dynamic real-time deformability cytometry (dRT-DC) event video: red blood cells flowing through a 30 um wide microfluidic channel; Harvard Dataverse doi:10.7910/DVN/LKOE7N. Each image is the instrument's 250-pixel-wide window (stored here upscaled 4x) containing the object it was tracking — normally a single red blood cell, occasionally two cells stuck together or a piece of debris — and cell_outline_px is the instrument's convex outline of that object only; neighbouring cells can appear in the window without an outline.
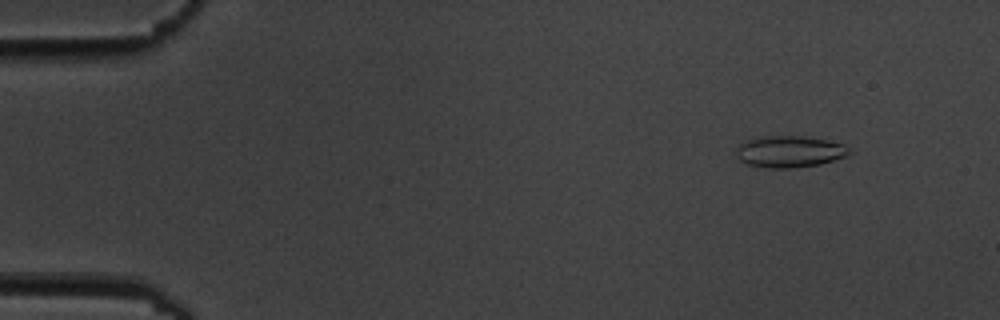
{"species": "common noctule bat (a hibernating species)", "species_latin": "Nyctalus noctula", "temperature_condition": "cold", "stored_images_in_passage": 5, "camera_frame_rate_fps": 3000, "um_per_image_px": 0.085, "animal": {"sex": "male", "body_mass_g": 19.5, "forearm_length_mm": 54.6}, "frame": {"image": 1, "passage_image": 2, "time_ms": 1.667, "image_size_px": [1000, 320], "cell_outline_px": [[852, 152], [848, 156], [820, 164], [792, 168], [768, 168], [748, 164], [740, 160], [736, 156], [736, 148], [744, 140], [752, 136], [808, 136], [828, 140], [844, 144]], "centroid_in_image_um": [67.1, 12.87], "position_along_channel_um": 17.9, "area_um2": 21.21}}